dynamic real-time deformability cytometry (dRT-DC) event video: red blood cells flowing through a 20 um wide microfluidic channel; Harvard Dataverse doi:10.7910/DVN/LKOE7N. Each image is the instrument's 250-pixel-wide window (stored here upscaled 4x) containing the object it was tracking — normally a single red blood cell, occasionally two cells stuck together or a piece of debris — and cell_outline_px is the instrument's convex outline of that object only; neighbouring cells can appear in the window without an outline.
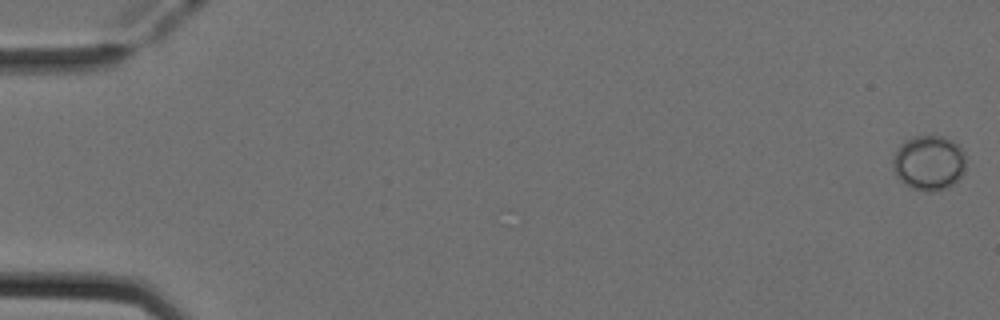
{"species": "Egyptian fruit bat (a non-hibernating species)", "species_latin": "Rousettus aegyptiacus", "temperature_condition": "cold", "stored_images_in_passage": 50, "camera_frame_rate_fps": 3000, "um_per_image_px": 0.085, "animal": {"sex": "female"}, "frame": {"image": 1, "passage_image": 1, "time_ms": 0.0, "image_size_px": [1000, 320], "cell_outline_px": [[964, 172], [952, 184], [944, 188], [932, 192], [924, 192], [912, 188], [904, 184], [896, 176], [892, 164], [892, 160], [896, 148], [904, 140], [912, 136], [944, 136], [956, 144], [964, 152]], "centroid_in_image_um": [78.9, 13.83], "position_along_channel_um": 6.1, "area_um2": 23.41}}
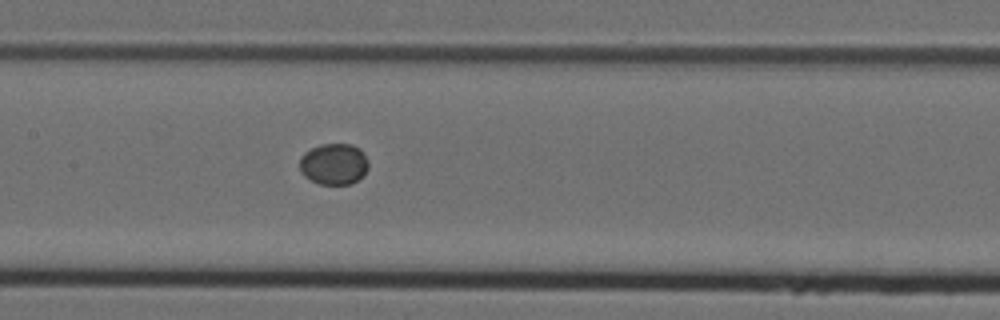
{"frame": {"image": 2, "passage_image": 26, "time_ms": 8.333, "image_size_px": [1000, 320], "cell_outline_px": [[368, 168], [364, 176], [352, 184], [320, 184], [304, 176], [300, 172], [300, 156], [304, 152], [320, 144], [352, 144], [360, 148], [368, 160]], "centroid_in_image_um": [28.39, 13.94], "position_along_channel_um": 179.0, "area_um2": 16.76}}
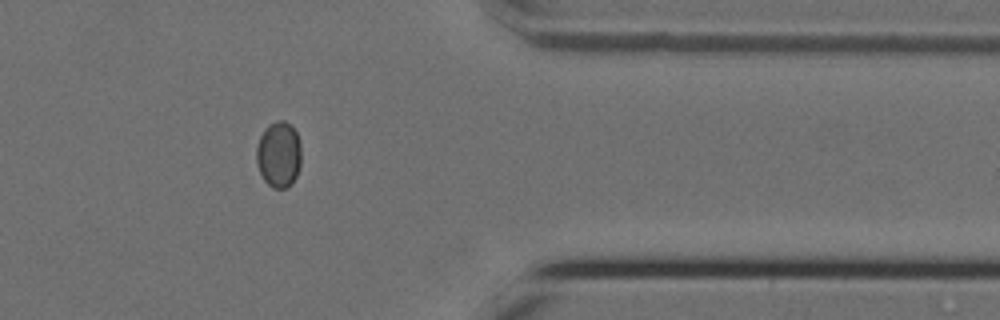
{"frame": {"image": 3, "passage_image": 43, "time_ms": 14.0, "image_size_px": [1000, 320], "cell_outline_px": [[300, 164], [296, 176], [292, 184], [288, 188], [272, 188], [264, 180], [256, 164], [256, 148], [260, 136], [264, 128], [268, 124], [276, 120], [284, 120], [296, 132], [300, 144]], "centroid_in_image_um": [23.67, 13.14], "position_along_channel_um": 387.7, "area_um2": 17.34}}